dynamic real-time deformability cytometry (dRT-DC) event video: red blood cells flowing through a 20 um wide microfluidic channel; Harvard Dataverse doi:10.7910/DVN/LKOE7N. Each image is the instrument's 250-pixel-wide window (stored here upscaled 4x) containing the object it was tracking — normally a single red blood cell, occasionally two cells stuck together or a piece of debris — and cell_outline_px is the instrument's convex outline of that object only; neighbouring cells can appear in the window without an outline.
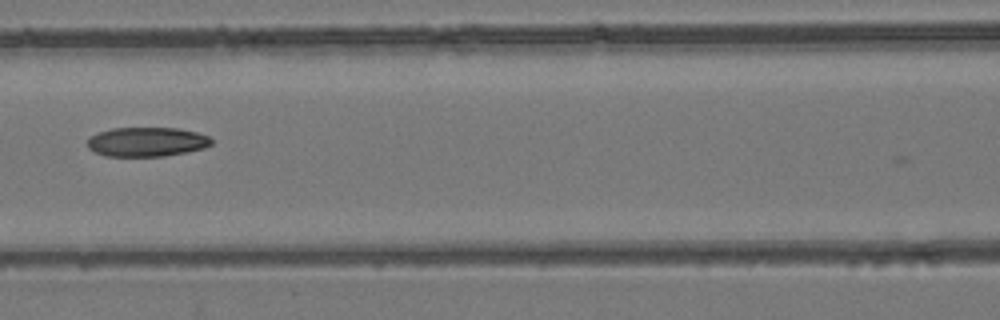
{"species": "common noctule bat (a hibernating species)", "species_latin": "Nyctalus noctula", "temperature_condition": "room temperature", "stored_images_in_passage": 9, "camera_frame_rate_fps": 3000, "um_per_image_px": 0.085, "animal": {"sex": "female", "body_mass_g": 24.6, "forearm_length_mm": 56.2}, "frame": {"image": 1, "passage_image": 8, "time_ms": 2.333, "image_size_px": [1000, 320], "cell_outline_px": [[212, 144], [204, 148], [188, 152], [164, 156], [104, 156], [88, 148], [88, 136], [112, 128], [176, 128], [196, 132], [208, 136], [212, 140]], "centroid_in_image_um": [12.47, 12.06], "position_along_channel_um": 154.1, "area_um2": 21.21}}
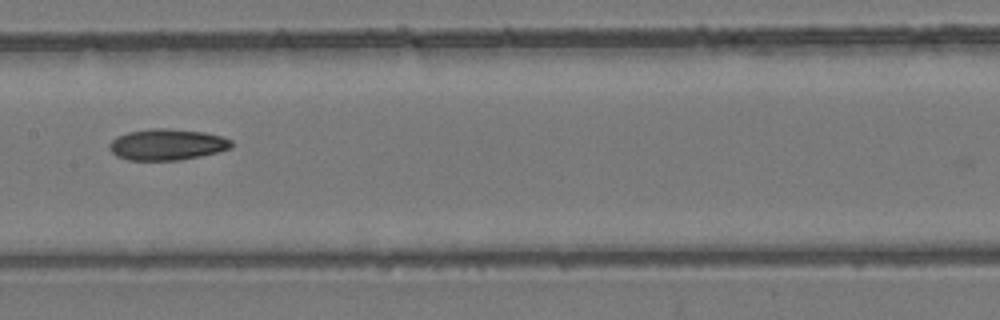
{"frame": {"image": 2, "passage_image": 9, "time_ms": 2.667, "image_size_px": [1000, 320], "cell_outline_px": [[232, 148], [200, 156], [176, 160], [128, 160], [116, 156], [108, 148], [108, 144], [116, 136], [128, 132], [152, 128], [168, 128], [204, 132], [220, 136], [232, 140]], "centroid_in_image_um": [14.17, 12.28], "position_along_channel_um": 193.2, "area_um2": 22.2}}